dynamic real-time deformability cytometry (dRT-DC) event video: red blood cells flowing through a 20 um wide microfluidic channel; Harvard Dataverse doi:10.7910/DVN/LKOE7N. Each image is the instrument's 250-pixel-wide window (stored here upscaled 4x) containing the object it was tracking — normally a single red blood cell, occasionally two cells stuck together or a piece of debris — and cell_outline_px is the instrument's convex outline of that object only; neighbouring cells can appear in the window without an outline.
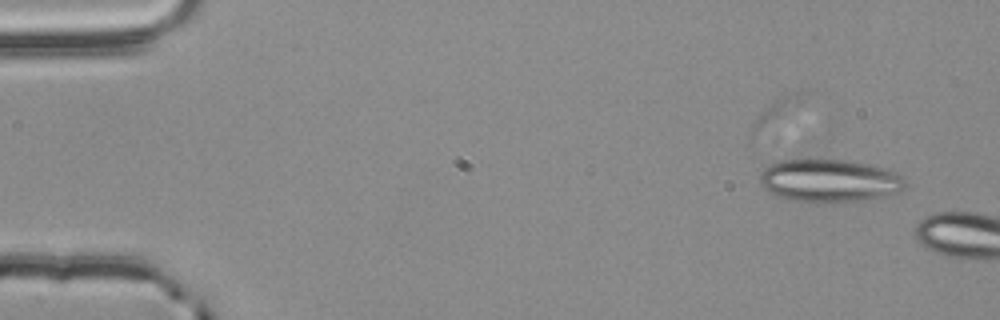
{"species": "common noctule bat (a hibernating species)", "species_latin": "Nyctalus noctula", "temperature_condition": "room temperature", "stored_images_in_passage": 4, "camera_frame_rate_fps": 3000, "um_per_image_px": 0.085, "animal": {"sex": "male", "body_mass_g": 20.4}, "frame": {"image": 1, "passage_image": 3, "time_ms": 0.667, "image_size_px": [1000, 320], "cell_outline_px": [[908, 184], [900, 192], [860, 200], [788, 200], [776, 196], [764, 188], [760, 184], [760, 172], [764, 168], [780, 160], [844, 160], [872, 164], [888, 168], [900, 172], [904, 176]], "centroid_in_image_um": [70.56, 15.32], "position_along_channel_um": 14.4, "area_um2": 35.95}}